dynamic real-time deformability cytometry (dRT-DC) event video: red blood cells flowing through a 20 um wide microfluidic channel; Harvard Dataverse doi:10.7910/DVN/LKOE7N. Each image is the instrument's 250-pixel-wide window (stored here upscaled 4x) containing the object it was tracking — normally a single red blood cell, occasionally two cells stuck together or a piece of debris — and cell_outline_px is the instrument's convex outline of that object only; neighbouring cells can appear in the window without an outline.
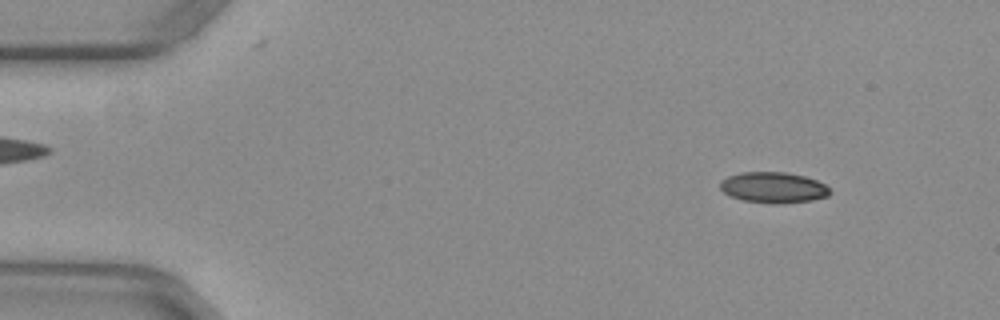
{"species": "common noctule bat (a hibernating species)", "species_latin": "Nyctalus noctula", "temperature_condition": "warm", "stored_images_in_passage": 52, "camera_frame_rate_fps": 3000, "um_per_image_px": 0.085, "animal": {"sex": "female", "body_mass_g": 29.2, "forearm_length_mm": 56.3}, "frame": {"image": 1, "passage_image": 6, "time_ms": 1.667, "image_size_px": [1000, 320], "cell_outline_px": [[832, 192], [828, 196], [812, 200], [780, 204], [772, 204], [744, 200], [728, 196], [720, 188], [720, 180], [728, 176], [740, 172], [784, 172], [804, 176], [816, 180], [824, 184]], "centroid_in_image_um": [65.72, 15.94], "position_along_channel_um": 19.3, "area_um2": 19.83}}
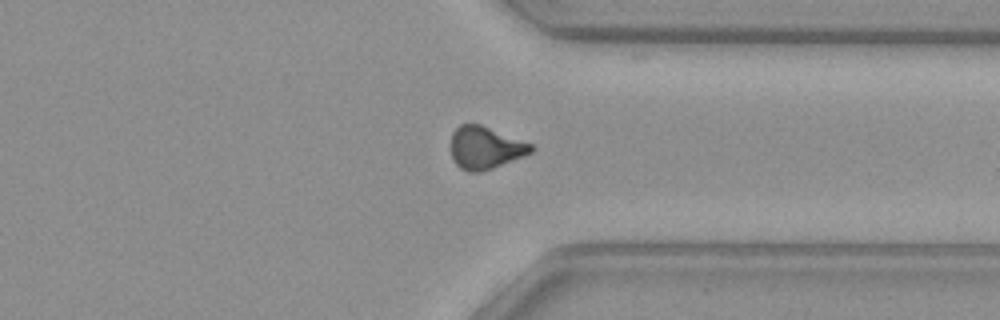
{"frame": {"image": 2, "passage_image": 40, "time_ms": 13.0, "image_size_px": [1000, 320], "cell_outline_px": [[536, 148], [532, 152], [492, 168], [480, 172], [468, 172], [460, 168], [452, 160], [452, 132], [460, 124], [480, 124], [532, 144]], "centroid_in_image_um": [41.23, 12.56], "position_along_channel_um": 370.2, "area_um2": 19.65}}
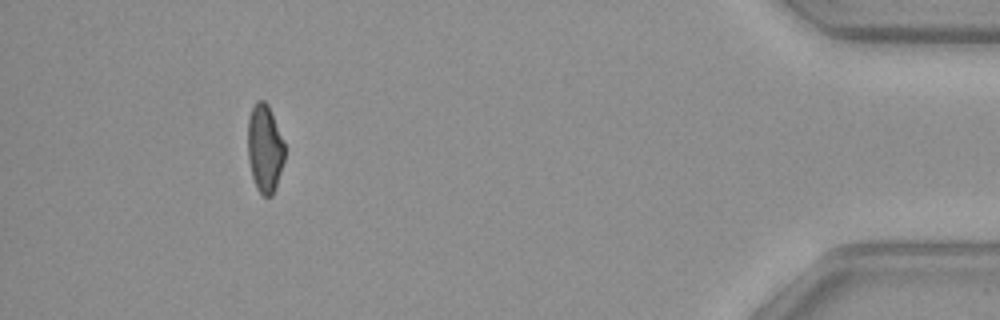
{"frame": {"image": 3, "passage_image": 48, "time_ms": 15.667, "image_size_px": [1000, 320], "cell_outline_px": [[284, 160], [276, 188], [272, 196], [264, 196], [256, 188], [252, 176], [248, 160], [248, 120], [252, 108], [256, 100], [264, 100], [268, 104], [284, 144]], "centroid_in_image_um": [22.49, 12.63], "position_along_channel_um": 412.7, "area_um2": 18.79}, "authors_computed_cell_mechanics": {"area_um2": 20.0855, "velocity_mm_per_s": 3.9671, "shape_relaxation_time_tau1_ms": null, "shape_relaxation_time_tau2_ms": 3.6562, "deformation_change_tau1": null, "deformation_change_tau2": 0.0882}}